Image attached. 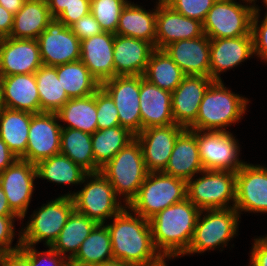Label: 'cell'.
I'll return each mask as SVG.
<instances>
[{
	"label": "cell",
	"mask_w": 267,
	"mask_h": 266,
	"mask_svg": "<svg viewBox=\"0 0 267 266\" xmlns=\"http://www.w3.org/2000/svg\"><path fill=\"white\" fill-rule=\"evenodd\" d=\"M112 219V223L105 225L110 233L114 260L133 266H149L163 258L154 246L149 220L127 206Z\"/></svg>",
	"instance_id": "obj_1"
},
{
	"label": "cell",
	"mask_w": 267,
	"mask_h": 266,
	"mask_svg": "<svg viewBox=\"0 0 267 266\" xmlns=\"http://www.w3.org/2000/svg\"><path fill=\"white\" fill-rule=\"evenodd\" d=\"M200 212L185 198L149 220L154 246L163 258L184 256L194 236Z\"/></svg>",
	"instance_id": "obj_2"
},
{
	"label": "cell",
	"mask_w": 267,
	"mask_h": 266,
	"mask_svg": "<svg viewBox=\"0 0 267 266\" xmlns=\"http://www.w3.org/2000/svg\"><path fill=\"white\" fill-rule=\"evenodd\" d=\"M248 98L235 94L223 81H213L200 103L196 121L188 128L198 131L228 132L247 110Z\"/></svg>",
	"instance_id": "obj_3"
},
{
	"label": "cell",
	"mask_w": 267,
	"mask_h": 266,
	"mask_svg": "<svg viewBox=\"0 0 267 266\" xmlns=\"http://www.w3.org/2000/svg\"><path fill=\"white\" fill-rule=\"evenodd\" d=\"M100 172L109 180L116 196L124 197L123 205L128 206L149 173L138 140L135 138L122 148Z\"/></svg>",
	"instance_id": "obj_4"
},
{
	"label": "cell",
	"mask_w": 267,
	"mask_h": 266,
	"mask_svg": "<svg viewBox=\"0 0 267 266\" xmlns=\"http://www.w3.org/2000/svg\"><path fill=\"white\" fill-rule=\"evenodd\" d=\"M187 198L186 181L163 172H150L138 194L127 206L134 213L150 220L157 213Z\"/></svg>",
	"instance_id": "obj_5"
},
{
	"label": "cell",
	"mask_w": 267,
	"mask_h": 266,
	"mask_svg": "<svg viewBox=\"0 0 267 266\" xmlns=\"http://www.w3.org/2000/svg\"><path fill=\"white\" fill-rule=\"evenodd\" d=\"M82 184L84 187L81 190L64 195L72 197L77 212L88 216L97 224H105L107 219L114 217L125 207L120 201L121 197L116 196L113 186L101 172L88 173Z\"/></svg>",
	"instance_id": "obj_6"
},
{
	"label": "cell",
	"mask_w": 267,
	"mask_h": 266,
	"mask_svg": "<svg viewBox=\"0 0 267 266\" xmlns=\"http://www.w3.org/2000/svg\"><path fill=\"white\" fill-rule=\"evenodd\" d=\"M199 174L202 177L186 182L187 198L198 209H229L235 206L236 171L203 170Z\"/></svg>",
	"instance_id": "obj_7"
},
{
	"label": "cell",
	"mask_w": 267,
	"mask_h": 266,
	"mask_svg": "<svg viewBox=\"0 0 267 266\" xmlns=\"http://www.w3.org/2000/svg\"><path fill=\"white\" fill-rule=\"evenodd\" d=\"M202 214H204L203 218ZM239 219L240 215L234 207L201 210L191 244L184 255L201 254L208 250L226 247L229 241L237 235Z\"/></svg>",
	"instance_id": "obj_8"
},
{
	"label": "cell",
	"mask_w": 267,
	"mask_h": 266,
	"mask_svg": "<svg viewBox=\"0 0 267 266\" xmlns=\"http://www.w3.org/2000/svg\"><path fill=\"white\" fill-rule=\"evenodd\" d=\"M73 210V199L67 195H61L42 205L33 212L25 228L21 229L22 245L35 246L43 241L46 247H50Z\"/></svg>",
	"instance_id": "obj_9"
},
{
	"label": "cell",
	"mask_w": 267,
	"mask_h": 266,
	"mask_svg": "<svg viewBox=\"0 0 267 266\" xmlns=\"http://www.w3.org/2000/svg\"><path fill=\"white\" fill-rule=\"evenodd\" d=\"M217 0L204 20L203 32L209 39L249 35L254 14L253 0ZM249 4V5H248ZM252 4V5H250Z\"/></svg>",
	"instance_id": "obj_10"
},
{
	"label": "cell",
	"mask_w": 267,
	"mask_h": 266,
	"mask_svg": "<svg viewBox=\"0 0 267 266\" xmlns=\"http://www.w3.org/2000/svg\"><path fill=\"white\" fill-rule=\"evenodd\" d=\"M204 170L237 171L245 162L240 160L238 140L231 132L195 130Z\"/></svg>",
	"instance_id": "obj_11"
},
{
	"label": "cell",
	"mask_w": 267,
	"mask_h": 266,
	"mask_svg": "<svg viewBox=\"0 0 267 266\" xmlns=\"http://www.w3.org/2000/svg\"><path fill=\"white\" fill-rule=\"evenodd\" d=\"M36 165L18 158L12 165L0 172V186L3 189L11 211L24 219L35 188Z\"/></svg>",
	"instance_id": "obj_12"
},
{
	"label": "cell",
	"mask_w": 267,
	"mask_h": 266,
	"mask_svg": "<svg viewBox=\"0 0 267 266\" xmlns=\"http://www.w3.org/2000/svg\"><path fill=\"white\" fill-rule=\"evenodd\" d=\"M57 113H34L28 133L26 153L20 158L30 163L60 154L61 124Z\"/></svg>",
	"instance_id": "obj_13"
},
{
	"label": "cell",
	"mask_w": 267,
	"mask_h": 266,
	"mask_svg": "<svg viewBox=\"0 0 267 266\" xmlns=\"http://www.w3.org/2000/svg\"><path fill=\"white\" fill-rule=\"evenodd\" d=\"M43 65L59 66L80 60L81 41L70 27L56 18L37 38Z\"/></svg>",
	"instance_id": "obj_14"
},
{
	"label": "cell",
	"mask_w": 267,
	"mask_h": 266,
	"mask_svg": "<svg viewBox=\"0 0 267 266\" xmlns=\"http://www.w3.org/2000/svg\"><path fill=\"white\" fill-rule=\"evenodd\" d=\"M101 87L115 102L120 126L138 135L141 132L140 76H116L104 81Z\"/></svg>",
	"instance_id": "obj_15"
},
{
	"label": "cell",
	"mask_w": 267,
	"mask_h": 266,
	"mask_svg": "<svg viewBox=\"0 0 267 266\" xmlns=\"http://www.w3.org/2000/svg\"><path fill=\"white\" fill-rule=\"evenodd\" d=\"M234 208L243 212L267 213V167L245 162L236 171Z\"/></svg>",
	"instance_id": "obj_16"
},
{
	"label": "cell",
	"mask_w": 267,
	"mask_h": 266,
	"mask_svg": "<svg viewBox=\"0 0 267 266\" xmlns=\"http://www.w3.org/2000/svg\"><path fill=\"white\" fill-rule=\"evenodd\" d=\"M184 129L177 124L155 126L146 128L135 136L141 145L145 166L149 173L165 170L176 139Z\"/></svg>",
	"instance_id": "obj_17"
},
{
	"label": "cell",
	"mask_w": 267,
	"mask_h": 266,
	"mask_svg": "<svg viewBox=\"0 0 267 266\" xmlns=\"http://www.w3.org/2000/svg\"><path fill=\"white\" fill-rule=\"evenodd\" d=\"M213 80L206 76L185 75L171 93L174 123L188 129L198 116L200 103Z\"/></svg>",
	"instance_id": "obj_18"
},
{
	"label": "cell",
	"mask_w": 267,
	"mask_h": 266,
	"mask_svg": "<svg viewBox=\"0 0 267 266\" xmlns=\"http://www.w3.org/2000/svg\"><path fill=\"white\" fill-rule=\"evenodd\" d=\"M42 65L37 40L0 38V70L5 76L32 74Z\"/></svg>",
	"instance_id": "obj_19"
},
{
	"label": "cell",
	"mask_w": 267,
	"mask_h": 266,
	"mask_svg": "<svg viewBox=\"0 0 267 266\" xmlns=\"http://www.w3.org/2000/svg\"><path fill=\"white\" fill-rule=\"evenodd\" d=\"M203 35L202 22L174 11L167 4L157 3L155 49L163 50L173 42Z\"/></svg>",
	"instance_id": "obj_20"
},
{
	"label": "cell",
	"mask_w": 267,
	"mask_h": 266,
	"mask_svg": "<svg viewBox=\"0 0 267 266\" xmlns=\"http://www.w3.org/2000/svg\"><path fill=\"white\" fill-rule=\"evenodd\" d=\"M253 55L251 33L240 37L210 39L209 77L213 81H222V72L237 67Z\"/></svg>",
	"instance_id": "obj_21"
},
{
	"label": "cell",
	"mask_w": 267,
	"mask_h": 266,
	"mask_svg": "<svg viewBox=\"0 0 267 266\" xmlns=\"http://www.w3.org/2000/svg\"><path fill=\"white\" fill-rule=\"evenodd\" d=\"M115 34L102 32L81 41L80 60L100 85L116 77L113 61Z\"/></svg>",
	"instance_id": "obj_22"
},
{
	"label": "cell",
	"mask_w": 267,
	"mask_h": 266,
	"mask_svg": "<svg viewBox=\"0 0 267 266\" xmlns=\"http://www.w3.org/2000/svg\"><path fill=\"white\" fill-rule=\"evenodd\" d=\"M185 75L209 77L210 39L203 36L179 40L163 49Z\"/></svg>",
	"instance_id": "obj_23"
},
{
	"label": "cell",
	"mask_w": 267,
	"mask_h": 266,
	"mask_svg": "<svg viewBox=\"0 0 267 266\" xmlns=\"http://www.w3.org/2000/svg\"><path fill=\"white\" fill-rule=\"evenodd\" d=\"M155 47L141 39L115 34L113 61L116 76H143Z\"/></svg>",
	"instance_id": "obj_24"
},
{
	"label": "cell",
	"mask_w": 267,
	"mask_h": 266,
	"mask_svg": "<svg viewBox=\"0 0 267 266\" xmlns=\"http://www.w3.org/2000/svg\"><path fill=\"white\" fill-rule=\"evenodd\" d=\"M139 101L141 131L149 127L175 124L171 92L149 83L143 76H140Z\"/></svg>",
	"instance_id": "obj_25"
},
{
	"label": "cell",
	"mask_w": 267,
	"mask_h": 266,
	"mask_svg": "<svg viewBox=\"0 0 267 266\" xmlns=\"http://www.w3.org/2000/svg\"><path fill=\"white\" fill-rule=\"evenodd\" d=\"M204 170L195 130L184 129L177 137L168 164L163 173L185 180Z\"/></svg>",
	"instance_id": "obj_26"
},
{
	"label": "cell",
	"mask_w": 267,
	"mask_h": 266,
	"mask_svg": "<svg viewBox=\"0 0 267 266\" xmlns=\"http://www.w3.org/2000/svg\"><path fill=\"white\" fill-rule=\"evenodd\" d=\"M1 106L12 110L41 113L35 73L5 76Z\"/></svg>",
	"instance_id": "obj_27"
},
{
	"label": "cell",
	"mask_w": 267,
	"mask_h": 266,
	"mask_svg": "<svg viewBox=\"0 0 267 266\" xmlns=\"http://www.w3.org/2000/svg\"><path fill=\"white\" fill-rule=\"evenodd\" d=\"M156 9L145 10L134 2L127 3L122 9L115 34L145 40L155 47Z\"/></svg>",
	"instance_id": "obj_28"
},
{
	"label": "cell",
	"mask_w": 267,
	"mask_h": 266,
	"mask_svg": "<svg viewBox=\"0 0 267 266\" xmlns=\"http://www.w3.org/2000/svg\"><path fill=\"white\" fill-rule=\"evenodd\" d=\"M52 20L46 1L26 0L23 7L14 15L9 37L37 40Z\"/></svg>",
	"instance_id": "obj_29"
},
{
	"label": "cell",
	"mask_w": 267,
	"mask_h": 266,
	"mask_svg": "<svg viewBox=\"0 0 267 266\" xmlns=\"http://www.w3.org/2000/svg\"><path fill=\"white\" fill-rule=\"evenodd\" d=\"M34 113L0 106V138L21 158L27 149L30 122Z\"/></svg>",
	"instance_id": "obj_30"
},
{
	"label": "cell",
	"mask_w": 267,
	"mask_h": 266,
	"mask_svg": "<svg viewBox=\"0 0 267 266\" xmlns=\"http://www.w3.org/2000/svg\"><path fill=\"white\" fill-rule=\"evenodd\" d=\"M114 260L110 233L105 224H97L82 242L70 266H95Z\"/></svg>",
	"instance_id": "obj_31"
},
{
	"label": "cell",
	"mask_w": 267,
	"mask_h": 266,
	"mask_svg": "<svg viewBox=\"0 0 267 266\" xmlns=\"http://www.w3.org/2000/svg\"><path fill=\"white\" fill-rule=\"evenodd\" d=\"M96 225L95 221L74 209L50 247L70 261Z\"/></svg>",
	"instance_id": "obj_32"
},
{
	"label": "cell",
	"mask_w": 267,
	"mask_h": 266,
	"mask_svg": "<svg viewBox=\"0 0 267 266\" xmlns=\"http://www.w3.org/2000/svg\"><path fill=\"white\" fill-rule=\"evenodd\" d=\"M59 121L68 123L62 128L78 129L93 134L97 129L95 93L82 98L69 99L57 112Z\"/></svg>",
	"instance_id": "obj_33"
},
{
	"label": "cell",
	"mask_w": 267,
	"mask_h": 266,
	"mask_svg": "<svg viewBox=\"0 0 267 266\" xmlns=\"http://www.w3.org/2000/svg\"><path fill=\"white\" fill-rule=\"evenodd\" d=\"M57 75L69 99L92 95L101 87L81 60L57 66Z\"/></svg>",
	"instance_id": "obj_34"
},
{
	"label": "cell",
	"mask_w": 267,
	"mask_h": 266,
	"mask_svg": "<svg viewBox=\"0 0 267 266\" xmlns=\"http://www.w3.org/2000/svg\"><path fill=\"white\" fill-rule=\"evenodd\" d=\"M60 154L70 158L88 173H98L101 170L95 163L89 133L78 129L62 128Z\"/></svg>",
	"instance_id": "obj_35"
},
{
	"label": "cell",
	"mask_w": 267,
	"mask_h": 266,
	"mask_svg": "<svg viewBox=\"0 0 267 266\" xmlns=\"http://www.w3.org/2000/svg\"><path fill=\"white\" fill-rule=\"evenodd\" d=\"M37 178L64 185H81L88 174L65 155L57 154L36 164Z\"/></svg>",
	"instance_id": "obj_36"
},
{
	"label": "cell",
	"mask_w": 267,
	"mask_h": 266,
	"mask_svg": "<svg viewBox=\"0 0 267 266\" xmlns=\"http://www.w3.org/2000/svg\"><path fill=\"white\" fill-rule=\"evenodd\" d=\"M184 76L181 68L170 56L159 49L152 52L143 75L149 83L171 93L178 87Z\"/></svg>",
	"instance_id": "obj_37"
},
{
	"label": "cell",
	"mask_w": 267,
	"mask_h": 266,
	"mask_svg": "<svg viewBox=\"0 0 267 266\" xmlns=\"http://www.w3.org/2000/svg\"><path fill=\"white\" fill-rule=\"evenodd\" d=\"M134 139L135 135L120 125L96 130L91 134L92 149L96 165L101 169L122 148L127 146Z\"/></svg>",
	"instance_id": "obj_38"
},
{
	"label": "cell",
	"mask_w": 267,
	"mask_h": 266,
	"mask_svg": "<svg viewBox=\"0 0 267 266\" xmlns=\"http://www.w3.org/2000/svg\"><path fill=\"white\" fill-rule=\"evenodd\" d=\"M41 112L57 113L69 100L58 79L57 66L42 65L36 72Z\"/></svg>",
	"instance_id": "obj_39"
},
{
	"label": "cell",
	"mask_w": 267,
	"mask_h": 266,
	"mask_svg": "<svg viewBox=\"0 0 267 266\" xmlns=\"http://www.w3.org/2000/svg\"><path fill=\"white\" fill-rule=\"evenodd\" d=\"M125 0H91L90 12L104 32L116 33Z\"/></svg>",
	"instance_id": "obj_40"
},
{
	"label": "cell",
	"mask_w": 267,
	"mask_h": 266,
	"mask_svg": "<svg viewBox=\"0 0 267 266\" xmlns=\"http://www.w3.org/2000/svg\"><path fill=\"white\" fill-rule=\"evenodd\" d=\"M96 109H97V129H107L119 126V115L117 107L111 96L100 87L95 92Z\"/></svg>",
	"instance_id": "obj_41"
},
{
	"label": "cell",
	"mask_w": 267,
	"mask_h": 266,
	"mask_svg": "<svg viewBox=\"0 0 267 266\" xmlns=\"http://www.w3.org/2000/svg\"><path fill=\"white\" fill-rule=\"evenodd\" d=\"M216 1L217 0H169L166 4L174 11L203 23L207 13Z\"/></svg>",
	"instance_id": "obj_42"
},
{
	"label": "cell",
	"mask_w": 267,
	"mask_h": 266,
	"mask_svg": "<svg viewBox=\"0 0 267 266\" xmlns=\"http://www.w3.org/2000/svg\"><path fill=\"white\" fill-rule=\"evenodd\" d=\"M254 5V14L251 22V34L253 37V52L255 56H258L261 60L267 63V15L264 19L259 21L260 7ZM259 22V24H258ZM261 22V23H260Z\"/></svg>",
	"instance_id": "obj_43"
},
{
	"label": "cell",
	"mask_w": 267,
	"mask_h": 266,
	"mask_svg": "<svg viewBox=\"0 0 267 266\" xmlns=\"http://www.w3.org/2000/svg\"><path fill=\"white\" fill-rule=\"evenodd\" d=\"M19 218L17 216H0V251L2 253L12 252L18 250L21 243V232L15 246L12 247L13 238H15L14 223Z\"/></svg>",
	"instance_id": "obj_44"
},
{
	"label": "cell",
	"mask_w": 267,
	"mask_h": 266,
	"mask_svg": "<svg viewBox=\"0 0 267 266\" xmlns=\"http://www.w3.org/2000/svg\"><path fill=\"white\" fill-rule=\"evenodd\" d=\"M47 251H37L30 246V266H70L68 258L48 247Z\"/></svg>",
	"instance_id": "obj_45"
},
{
	"label": "cell",
	"mask_w": 267,
	"mask_h": 266,
	"mask_svg": "<svg viewBox=\"0 0 267 266\" xmlns=\"http://www.w3.org/2000/svg\"><path fill=\"white\" fill-rule=\"evenodd\" d=\"M70 28L80 41L104 32L91 12L77 20Z\"/></svg>",
	"instance_id": "obj_46"
},
{
	"label": "cell",
	"mask_w": 267,
	"mask_h": 266,
	"mask_svg": "<svg viewBox=\"0 0 267 266\" xmlns=\"http://www.w3.org/2000/svg\"><path fill=\"white\" fill-rule=\"evenodd\" d=\"M90 5L91 0L74 2L66 7L56 19L64 23L67 27H70L77 20L90 13Z\"/></svg>",
	"instance_id": "obj_47"
},
{
	"label": "cell",
	"mask_w": 267,
	"mask_h": 266,
	"mask_svg": "<svg viewBox=\"0 0 267 266\" xmlns=\"http://www.w3.org/2000/svg\"><path fill=\"white\" fill-rule=\"evenodd\" d=\"M0 266H30V245L0 255Z\"/></svg>",
	"instance_id": "obj_48"
},
{
	"label": "cell",
	"mask_w": 267,
	"mask_h": 266,
	"mask_svg": "<svg viewBox=\"0 0 267 266\" xmlns=\"http://www.w3.org/2000/svg\"><path fill=\"white\" fill-rule=\"evenodd\" d=\"M250 257L255 266H267V235L254 239Z\"/></svg>",
	"instance_id": "obj_49"
},
{
	"label": "cell",
	"mask_w": 267,
	"mask_h": 266,
	"mask_svg": "<svg viewBox=\"0 0 267 266\" xmlns=\"http://www.w3.org/2000/svg\"><path fill=\"white\" fill-rule=\"evenodd\" d=\"M14 15L0 5V38L9 37L13 27Z\"/></svg>",
	"instance_id": "obj_50"
},
{
	"label": "cell",
	"mask_w": 267,
	"mask_h": 266,
	"mask_svg": "<svg viewBox=\"0 0 267 266\" xmlns=\"http://www.w3.org/2000/svg\"><path fill=\"white\" fill-rule=\"evenodd\" d=\"M18 157L12 153L7 144L0 138V172L12 165Z\"/></svg>",
	"instance_id": "obj_51"
},
{
	"label": "cell",
	"mask_w": 267,
	"mask_h": 266,
	"mask_svg": "<svg viewBox=\"0 0 267 266\" xmlns=\"http://www.w3.org/2000/svg\"><path fill=\"white\" fill-rule=\"evenodd\" d=\"M74 2H81V0H47L48 8L53 18H57L66 7Z\"/></svg>",
	"instance_id": "obj_52"
},
{
	"label": "cell",
	"mask_w": 267,
	"mask_h": 266,
	"mask_svg": "<svg viewBox=\"0 0 267 266\" xmlns=\"http://www.w3.org/2000/svg\"><path fill=\"white\" fill-rule=\"evenodd\" d=\"M25 1L26 0H0V5L15 15L23 7Z\"/></svg>",
	"instance_id": "obj_53"
},
{
	"label": "cell",
	"mask_w": 267,
	"mask_h": 266,
	"mask_svg": "<svg viewBox=\"0 0 267 266\" xmlns=\"http://www.w3.org/2000/svg\"><path fill=\"white\" fill-rule=\"evenodd\" d=\"M0 216H16L10 209L7 197L0 186Z\"/></svg>",
	"instance_id": "obj_54"
},
{
	"label": "cell",
	"mask_w": 267,
	"mask_h": 266,
	"mask_svg": "<svg viewBox=\"0 0 267 266\" xmlns=\"http://www.w3.org/2000/svg\"><path fill=\"white\" fill-rule=\"evenodd\" d=\"M95 266H133V265L123 263L122 261H119V260H111V261L101 263V264L95 265Z\"/></svg>",
	"instance_id": "obj_55"
},
{
	"label": "cell",
	"mask_w": 267,
	"mask_h": 266,
	"mask_svg": "<svg viewBox=\"0 0 267 266\" xmlns=\"http://www.w3.org/2000/svg\"><path fill=\"white\" fill-rule=\"evenodd\" d=\"M4 81H5V75L0 70V106H1V99L3 96Z\"/></svg>",
	"instance_id": "obj_56"
},
{
	"label": "cell",
	"mask_w": 267,
	"mask_h": 266,
	"mask_svg": "<svg viewBox=\"0 0 267 266\" xmlns=\"http://www.w3.org/2000/svg\"><path fill=\"white\" fill-rule=\"evenodd\" d=\"M169 259H173V258H162L159 262L149 265V266H167L166 264V260L168 261Z\"/></svg>",
	"instance_id": "obj_57"
},
{
	"label": "cell",
	"mask_w": 267,
	"mask_h": 266,
	"mask_svg": "<svg viewBox=\"0 0 267 266\" xmlns=\"http://www.w3.org/2000/svg\"><path fill=\"white\" fill-rule=\"evenodd\" d=\"M169 0H158L157 3L159 4H166Z\"/></svg>",
	"instance_id": "obj_58"
},
{
	"label": "cell",
	"mask_w": 267,
	"mask_h": 266,
	"mask_svg": "<svg viewBox=\"0 0 267 266\" xmlns=\"http://www.w3.org/2000/svg\"><path fill=\"white\" fill-rule=\"evenodd\" d=\"M255 1L257 0H253L254 3H256ZM263 3L265 4V7H267V0H263ZM265 14L267 15V12Z\"/></svg>",
	"instance_id": "obj_59"
},
{
	"label": "cell",
	"mask_w": 267,
	"mask_h": 266,
	"mask_svg": "<svg viewBox=\"0 0 267 266\" xmlns=\"http://www.w3.org/2000/svg\"><path fill=\"white\" fill-rule=\"evenodd\" d=\"M249 262H250L249 266H255V265L252 263L251 260H250Z\"/></svg>",
	"instance_id": "obj_60"
}]
</instances>
